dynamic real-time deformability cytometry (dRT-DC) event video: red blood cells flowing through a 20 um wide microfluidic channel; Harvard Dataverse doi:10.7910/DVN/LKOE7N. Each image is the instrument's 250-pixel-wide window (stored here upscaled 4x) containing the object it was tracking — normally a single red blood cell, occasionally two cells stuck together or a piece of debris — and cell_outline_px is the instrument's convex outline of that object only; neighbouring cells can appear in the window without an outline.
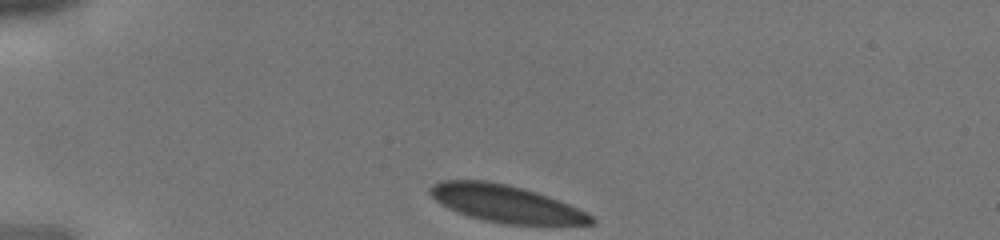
{"species": "human", "species_latin": "Homo sapiens", "temperature_condition": "cold", "stored_images_in_passage": 27, "camera_frame_rate_fps": 3000, "um_per_image_px": 0.085, "donor": {"sex": "male"}, "frame": {"image": 1, "passage_image": 1, "time_ms": 0.0, "image_size_px": [1000, 240], "cell_outline_px": [[596, 224], [504, 224], [484, 220], [468, 216], [456, 212], [440, 204], [428, 192], [428, 188], [432, 184], [440, 180], [488, 180], [508, 184], [536, 192], [548, 196], [568, 204], [592, 216], [596, 220]], "centroid_in_image_um": [42.93, 17.3], "position_along_channel_um": 42.1, "area_um2": 34.85}}
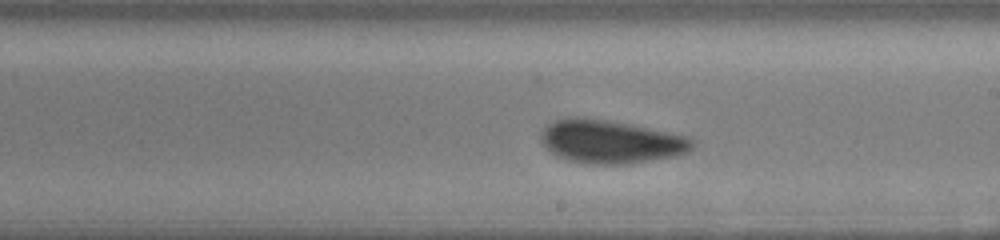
{"frame": {"image": 2, "passage_image": 16, "time_ms": 5.0, "image_size_px": [1000, 240], "cell_outline_px": [[696, 144], [688, 152], [676, 156], [632, 164], [584, 164], [568, 160], [556, 156], [540, 140], [540, 132], [552, 120], [568, 116], [584, 116], [632, 124], [688, 136], [696, 140]], "centroid_in_image_um": [51.91, 12.03], "position_along_channel_um": 237.1, "area_um2": 39.02}}
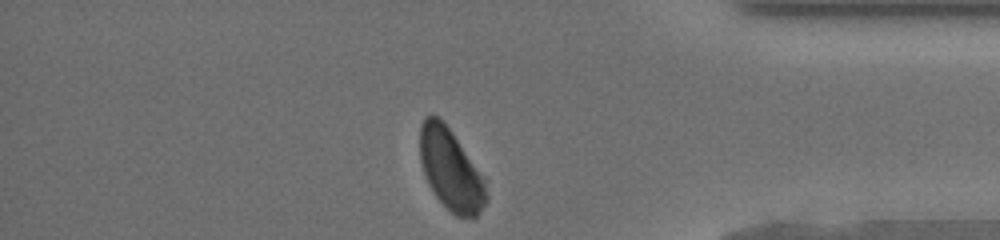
{"frame": {"image": 3, "passage_image": 27, "time_ms": 8.667, "image_size_px": [1000, 240], "cell_outline_px": [[488, 200], [480, 212], [476, 216], [456, 216], [436, 196], [428, 184], [420, 160], [420, 124], [424, 116], [436, 116], [452, 132], [480, 176], [484, 184], [488, 196]], "centroid_in_image_um": [38.27, 14.43], "position_along_channel_um": 396.9, "area_um2": 30.29}}